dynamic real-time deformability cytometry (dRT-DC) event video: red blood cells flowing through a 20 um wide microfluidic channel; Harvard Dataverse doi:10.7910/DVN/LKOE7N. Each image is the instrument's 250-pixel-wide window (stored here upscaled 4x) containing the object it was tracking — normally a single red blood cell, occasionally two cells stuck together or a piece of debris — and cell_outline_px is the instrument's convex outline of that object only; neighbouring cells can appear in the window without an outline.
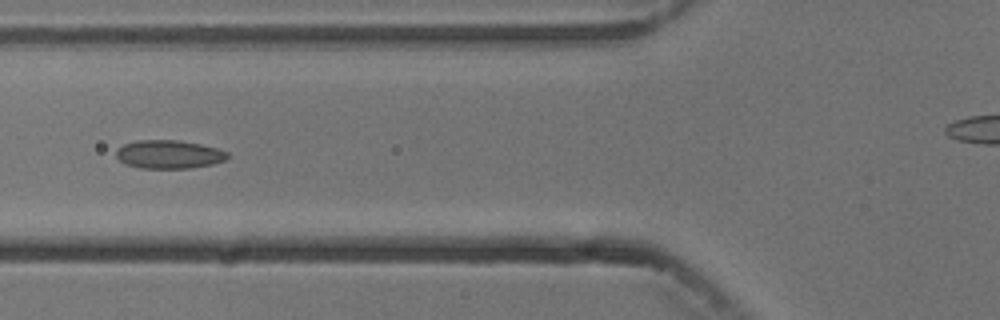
{"species": "common noctule bat (a hibernating species)", "species_latin": "Nyctalus noctula", "temperature_condition": "cold", "stored_images_in_passage": 5, "camera_frame_rate_fps": 3000, "um_per_image_px": 0.085, "animal": {"sex": "male", "body_mass_g": 13.3}, "frame": {"image": 1, "passage_image": 5, "time_ms": 4.333, "image_size_px": [1000, 320], "cell_outline_px": [[228, 156], [224, 160], [212, 164], [192, 168], [140, 168], [124, 164], [116, 156], [116, 148], [124, 144], [136, 140], [176, 140], [200, 144], [216, 148], [228, 152]], "centroid_in_image_um": [14.32, 13.12], "position_along_channel_um": 111.5, "area_um2": 18.44}}